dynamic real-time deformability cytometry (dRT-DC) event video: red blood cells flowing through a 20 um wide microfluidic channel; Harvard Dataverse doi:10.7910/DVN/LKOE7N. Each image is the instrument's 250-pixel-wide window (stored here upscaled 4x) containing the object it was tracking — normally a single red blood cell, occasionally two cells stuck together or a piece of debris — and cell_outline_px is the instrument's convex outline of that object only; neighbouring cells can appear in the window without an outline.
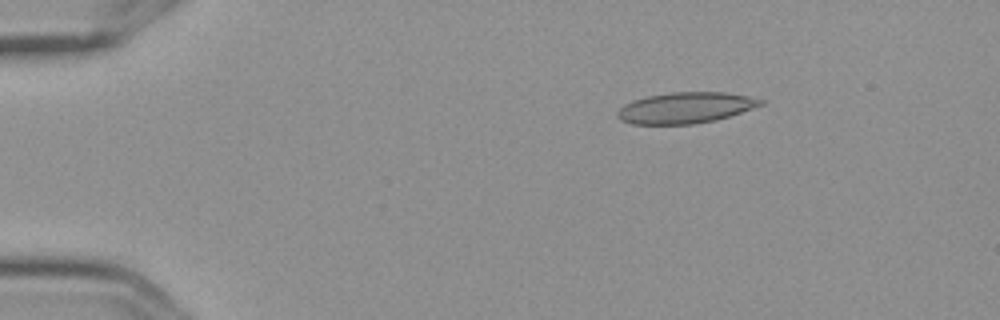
{"species": "Egyptian fruit bat (a non-hibernating species)", "species_latin": "Rousettus aegyptiacus", "temperature_condition": "cold", "stored_images_in_passage": 3, "camera_frame_rate_fps": 3000, "um_per_image_px": 0.085, "frame": {"image": 1, "passage_image": 1, "time_ms": 0.0, "image_size_px": [1000, 320], "cell_outline_px": [[764, 104], [716, 120], [692, 124], [632, 124], [620, 120], [616, 116], [616, 112], [624, 104], [632, 100], [648, 96], [672, 92], [724, 92], [764, 100]], "centroid_in_image_um": [58.2, 9.16], "position_along_channel_um": 26.8, "area_um2": 25.66}}